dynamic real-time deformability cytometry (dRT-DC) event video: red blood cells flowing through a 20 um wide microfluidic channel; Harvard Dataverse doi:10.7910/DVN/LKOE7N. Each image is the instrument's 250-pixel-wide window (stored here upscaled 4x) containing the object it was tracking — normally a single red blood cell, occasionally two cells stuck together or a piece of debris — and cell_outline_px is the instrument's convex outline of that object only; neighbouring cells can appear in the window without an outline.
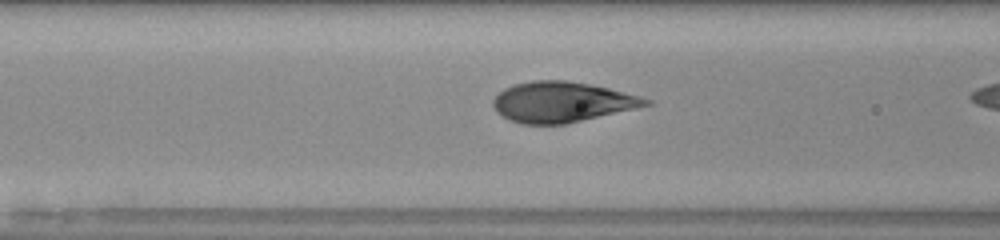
{"species": "human", "species_latin": "Homo sapiens", "temperature_condition": "room temperature", "stored_images_in_passage": 15, "camera_frame_rate_fps": 3000, "um_per_image_px": 0.085, "donor": {"sex": "male"}, "frame": {"image": 1, "passage_image": 11, "time_ms": 3.333, "image_size_px": [1000, 240], "cell_outline_px": [[652, 104], [564, 124], [520, 124], [508, 120], [496, 112], [492, 104], [492, 100], [504, 88], [512, 84], [532, 80], [568, 80], [608, 88], [640, 96], [652, 100]], "centroid_in_image_um": [47.7, 8.66], "position_along_channel_um": 118.9, "area_um2": 35.84}}